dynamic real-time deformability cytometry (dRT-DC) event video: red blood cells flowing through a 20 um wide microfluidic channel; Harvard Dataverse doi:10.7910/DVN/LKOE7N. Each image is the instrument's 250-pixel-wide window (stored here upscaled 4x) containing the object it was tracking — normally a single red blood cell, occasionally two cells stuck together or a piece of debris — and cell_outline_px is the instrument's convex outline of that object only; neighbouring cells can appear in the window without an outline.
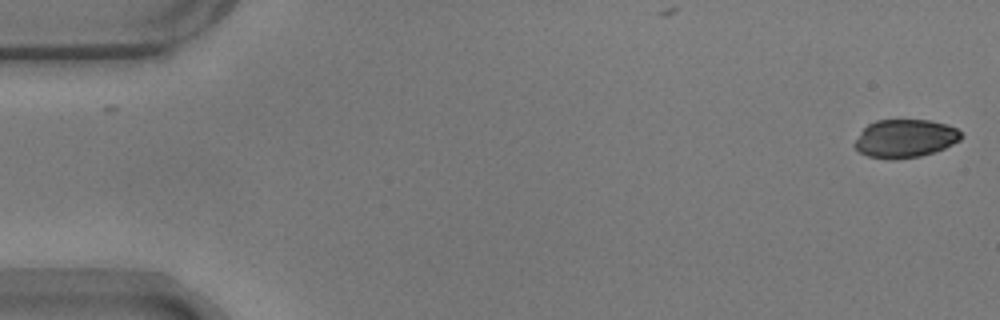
{"species": "common noctule bat (a hibernating species)", "species_latin": "Nyctalus noctula", "temperature_condition": "warm", "stored_images_in_passage": 55, "segment_of_instrument_passage": [1, 2], "camera_frame_rate_fps": 3000, "um_per_image_px": 0.085, "animal": {"sex": "male", "body_mass_g": 17.9}, "frame": {"image": 1, "passage_image": 1, "time_ms": 0.0, "image_size_px": [1000, 320], "cell_outline_px": [[964, 136], [960, 140], [944, 148], [920, 156], [896, 160], [888, 160], [868, 156], [860, 152], [852, 144], [860, 132], [868, 124], [876, 120], [928, 120], [948, 124], [956, 128]], "centroid_in_image_um": [76.91, 11.77], "position_along_channel_um": 8.1, "area_um2": 23.87}}
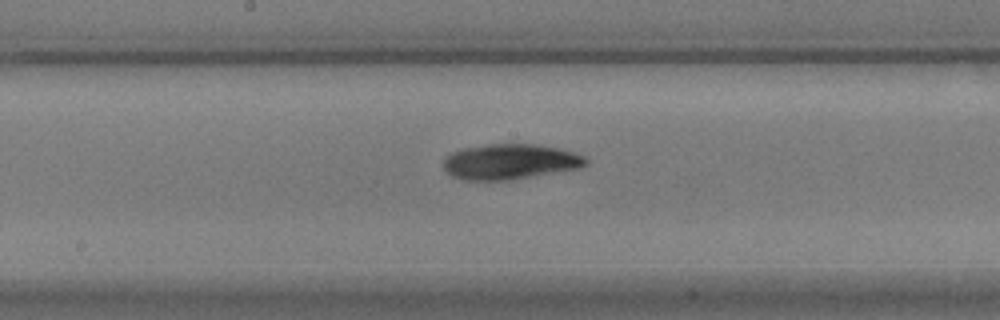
{"frame": {"image": 2, "passage_image": 28, "time_ms": 9.0, "image_size_px": [1000, 320], "cell_outline_px": [[588, 164], [580, 168], [512, 180], [464, 180], [452, 176], [444, 168], [444, 160], [452, 152], [464, 148], [488, 144], [536, 144], [560, 148], [576, 152], [584, 156], [588, 160]], "centroid_in_image_um": [43.41, 13.74], "position_along_channel_um": 204.8, "area_um2": 29.48}}
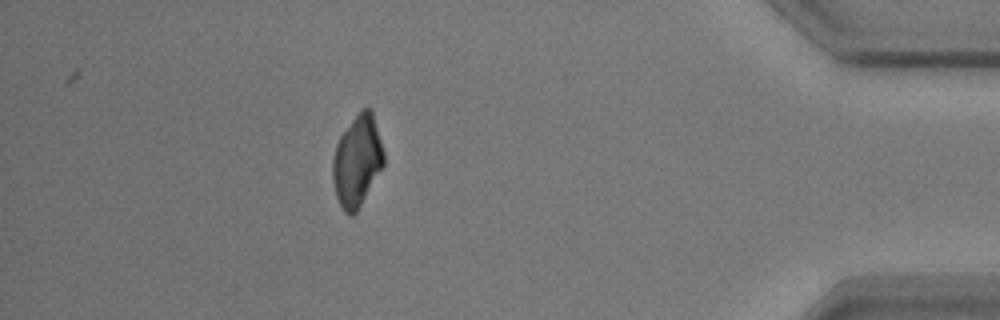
{"frame": {"image": 3, "passage_image": 48, "time_ms": 15.667, "image_size_px": [1000, 320], "cell_outline_px": [[384, 164], [356, 212], [352, 216], [348, 216], [344, 212], [336, 196], [332, 180], [332, 160], [336, 144], [340, 136], [360, 108], [368, 108], [372, 112], [384, 152]], "centroid_in_image_um": [30.33, 13.68], "position_along_channel_um": 404.9, "area_um2": 26.93}}